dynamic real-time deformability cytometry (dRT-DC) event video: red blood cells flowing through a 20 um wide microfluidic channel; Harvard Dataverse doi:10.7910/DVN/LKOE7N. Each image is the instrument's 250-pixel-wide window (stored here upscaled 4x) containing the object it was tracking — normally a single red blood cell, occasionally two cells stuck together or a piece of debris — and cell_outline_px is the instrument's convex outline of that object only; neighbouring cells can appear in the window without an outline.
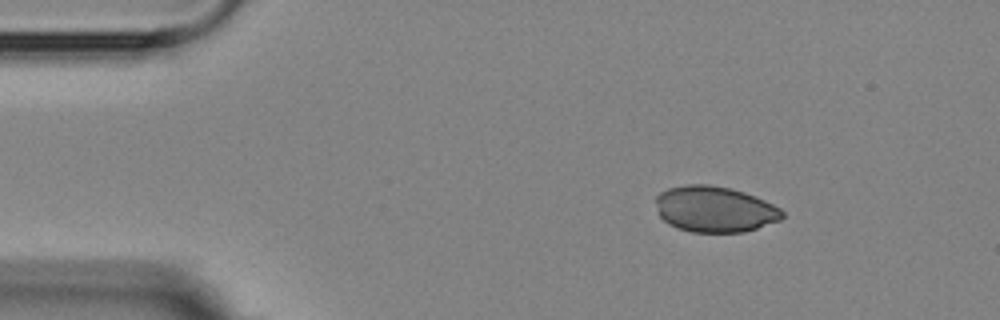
{"species": "Egyptian fruit bat (a non-hibernating species)", "species_latin": "Rousettus aegyptiacus", "temperature_condition": "room temperature", "stored_images_in_passage": 13, "camera_frame_rate_fps": 3000, "um_per_image_px": 0.085, "animal": {"sex": "female"}, "frame": {"image": 1, "passage_image": 1, "time_ms": 0.0, "image_size_px": [1000, 320], "cell_outline_px": [[784, 216], [780, 220], [744, 232], [692, 232], [676, 228], [668, 224], [660, 216], [656, 200], [656, 196], [660, 192], [668, 188], [688, 184], [708, 184], [732, 188], [756, 196], [780, 208], [784, 212]], "centroid_in_image_um": [60.75, 17.77], "position_along_channel_um": 24.2, "area_um2": 33.93}}
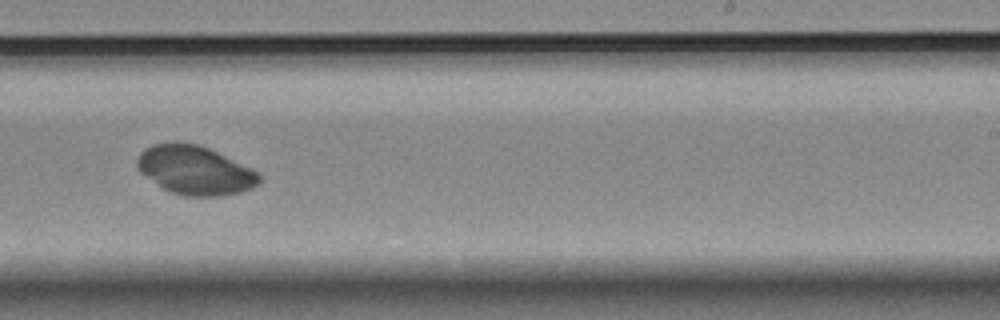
{"frame": {"image": 2, "passage_image": 8, "time_ms": 8.667, "image_size_px": [1000, 320], "cell_outline_px": [[260, 184], [252, 188], [240, 192], [220, 196], [184, 196], [168, 192], [140, 172], [136, 164], [136, 160], [140, 152], [144, 148], [152, 144], [172, 140], [176, 140], [200, 144], [260, 172]], "centroid_in_image_um": [16.55, 14.44], "position_along_channel_um": 272.4, "area_um2": 35.37}}
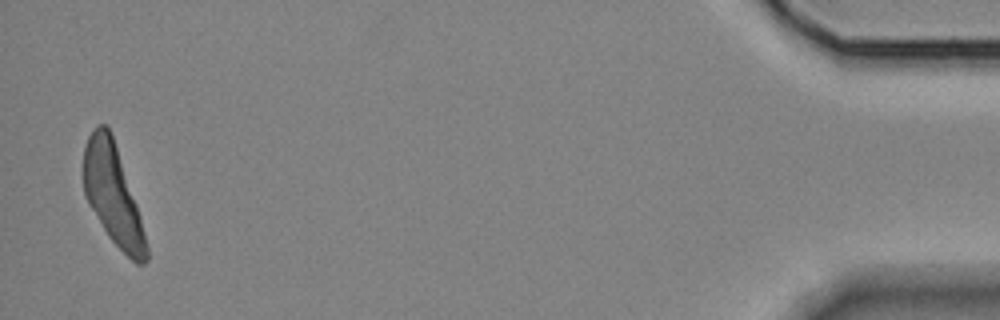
{"frame": {"image": 3, "passage_image": 13, "time_ms": 15.333, "image_size_px": [1000, 320], "cell_outline_px": [[148, 260], [144, 264], [136, 264], [108, 236], [88, 204], [84, 192], [84, 148], [88, 136], [92, 128], [96, 124], [108, 124], [136, 204], [148, 248]], "centroid_in_image_um": [9.57, 16.53], "position_along_channel_um": 425.6, "area_um2": 35.84}}